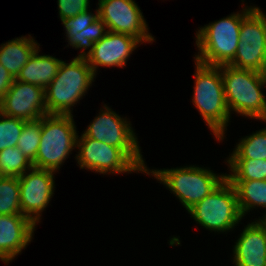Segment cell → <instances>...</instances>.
Instances as JSON below:
<instances>
[{
  "mask_svg": "<svg viewBox=\"0 0 266 266\" xmlns=\"http://www.w3.org/2000/svg\"><path fill=\"white\" fill-rule=\"evenodd\" d=\"M33 167L18 147L5 148L0 151V175L20 177Z\"/></svg>",
  "mask_w": 266,
  "mask_h": 266,
  "instance_id": "24",
  "label": "cell"
},
{
  "mask_svg": "<svg viewBox=\"0 0 266 266\" xmlns=\"http://www.w3.org/2000/svg\"><path fill=\"white\" fill-rule=\"evenodd\" d=\"M73 115L47 114L41 118V134L33 167L56 172L76 148Z\"/></svg>",
  "mask_w": 266,
  "mask_h": 266,
  "instance_id": "5",
  "label": "cell"
},
{
  "mask_svg": "<svg viewBox=\"0 0 266 266\" xmlns=\"http://www.w3.org/2000/svg\"><path fill=\"white\" fill-rule=\"evenodd\" d=\"M0 64L16 79L39 45L29 35L10 40L0 45Z\"/></svg>",
  "mask_w": 266,
  "mask_h": 266,
  "instance_id": "19",
  "label": "cell"
},
{
  "mask_svg": "<svg viewBox=\"0 0 266 266\" xmlns=\"http://www.w3.org/2000/svg\"><path fill=\"white\" fill-rule=\"evenodd\" d=\"M239 37L237 52L228 65L266 73V21L260 7L254 6L242 19Z\"/></svg>",
  "mask_w": 266,
  "mask_h": 266,
  "instance_id": "9",
  "label": "cell"
},
{
  "mask_svg": "<svg viewBox=\"0 0 266 266\" xmlns=\"http://www.w3.org/2000/svg\"><path fill=\"white\" fill-rule=\"evenodd\" d=\"M236 266H266V234L257 221L249 223L233 247Z\"/></svg>",
  "mask_w": 266,
  "mask_h": 266,
  "instance_id": "17",
  "label": "cell"
},
{
  "mask_svg": "<svg viewBox=\"0 0 266 266\" xmlns=\"http://www.w3.org/2000/svg\"><path fill=\"white\" fill-rule=\"evenodd\" d=\"M39 48L21 69L16 80L46 88L57 75L63 60L50 55H39Z\"/></svg>",
  "mask_w": 266,
  "mask_h": 266,
  "instance_id": "18",
  "label": "cell"
},
{
  "mask_svg": "<svg viewBox=\"0 0 266 266\" xmlns=\"http://www.w3.org/2000/svg\"><path fill=\"white\" fill-rule=\"evenodd\" d=\"M139 44L141 42L130 35L107 31L85 58L96 75L99 66L124 67Z\"/></svg>",
  "mask_w": 266,
  "mask_h": 266,
  "instance_id": "14",
  "label": "cell"
},
{
  "mask_svg": "<svg viewBox=\"0 0 266 266\" xmlns=\"http://www.w3.org/2000/svg\"><path fill=\"white\" fill-rule=\"evenodd\" d=\"M221 74L229 112L265 122L266 98L262 89L266 73L221 65Z\"/></svg>",
  "mask_w": 266,
  "mask_h": 266,
  "instance_id": "2",
  "label": "cell"
},
{
  "mask_svg": "<svg viewBox=\"0 0 266 266\" xmlns=\"http://www.w3.org/2000/svg\"><path fill=\"white\" fill-rule=\"evenodd\" d=\"M60 19L72 18L90 8L89 0H58Z\"/></svg>",
  "mask_w": 266,
  "mask_h": 266,
  "instance_id": "27",
  "label": "cell"
},
{
  "mask_svg": "<svg viewBox=\"0 0 266 266\" xmlns=\"http://www.w3.org/2000/svg\"><path fill=\"white\" fill-rule=\"evenodd\" d=\"M253 8L247 6L241 13H233L201 27L195 34L199 50L195 60L211 66L228 65L237 52L242 19Z\"/></svg>",
  "mask_w": 266,
  "mask_h": 266,
  "instance_id": "3",
  "label": "cell"
},
{
  "mask_svg": "<svg viewBox=\"0 0 266 266\" xmlns=\"http://www.w3.org/2000/svg\"><path fill=\"white\" fill-rule=\"evenodd\" d=\"M235 187L239 209L244 217L251 208H266V180H229Z\"/></svg>",
  "mask_w": 266,
  "mask_h": 266,
  "instance_id": "20",
  "label": "cell"
},
{
  "mask_svg": "<svg viewBox=\"0 0 266 266\" xmlns=\"http://www.w3.org/2000/svg\"><path fill=\"white\" fill-rule=\"evenodd\" d=\"M232 174H226L228 180H266V160L228 159Z\"/></svg>",
  "mask_w": 266,
  "mask_h": 266,
  "instance_id": "21",
  "label": "cell"
},
{
  "mask_svg": "<svg viewBox=\"0 0 266 266\" xmlns=\"http://www.w3.org/2000/svg\"><path fill=\"white\" fill-rule=\"evenodd\" d=\"M25 122L23 119L9 117L0 112V151L17 147Z\"/></svg>",
  "mask_w": 266,
  "mask_h": 266,
  "instance_id": "26",
  "label": "cell"
},
{
  "mask_svg": "<svg viewBox=\"0 0 266 266\" xmlns=\"http://www.w3.org/2000/svg\"><path fill=\"white\" fill-rule=\"evenodd\" d=\"M77 135L76 160L81 169L94 170L100 174L143 172L120 148Z\"/></svg>",
  "mask_w": 266,
  "mask_h": 266,
  "instance_id": "10",
  "label": "cell"
},
{
  "mask_svg": "<svg viewBox=\"0 0 266 266\" xmlns=\"http://www.w3.org/2000/svg\"><path fill=\"white\" fill-rule=\"evenodd\" d=\"M0 112L25 121L42 118L47 115L45 89L15 79L11 88L0 100Z\"/></svg>",
  "mask_w": 266,
  "mask_h": 266,
  "instance_id": "13",
  "label": "cell"
},
{
  "mask_svg": "<svg viewBox=\"0 0 266 266\" xmlns=\"http://www.w3.org/2000/svg\"><path fill=\"white\" fill-rule=\"evenodd\" d=\"M154 176L170 189L188 211L208 196L226 178V174L217 175L209 169L185 166L171 169H149L146 174Z\"/></svg>",
  "mask_w": 266,
  "mask_h": 266,
  "instance_id": "6",
  "label": "cell"
},
{
  "mask_svg": "<svg viewBox=\"0 0 266 266\" xmlns=\"http://www.w3.org/2000/svg\"><path fill=\"white\" fill-rule=\"evenodd\" d=\"M27 172L18 177L21 214L37 225L54 194V171L32 167Z\"/></svg>",
  "mask_w": 266,
  "mask_h": 266,
  "instance_id": "12",
  "label": "cell"
},
{
  "mask_svg": "<svg viewBox=\"0 0 266 266\" xmlns=\"http://www.w3.org/2000/svg\"><path fill=\"white\" fill-rule=\"evenodd\" d=\"M195 66L193 105L216 139L221 141L231 116L225 100L221 66L205 65L196 60Z\"/></svg>",
  "mask_w": 266,
  "mask_h": 266,
  "instance_id": "1",
  "label": "cell"
},
{
  "mask_svg": "<svg viewBox=\"0 0 266 266\" xmlns=\"http://www.w3.org/2000/svg\"><path fill=\"white\" fill-rule=\"evenodd\" d=\"M103 109L83 134L88 138L120 148L143 173H146L147 166H145L137 137L129 121L121 118L107 105H104Z\"/></svg>",
  "mask_w": 266,
  "mask_h": 266,
  "instance_id": "8",
  "label": "cell"
},
{
  "mask_svg": "<svg viewBox=\"0 0 266 266\" xmlns=\"http://www.w3.org/2000/svg\"><path fill=\"white\" fill-rule=\"evenodd\" d=\"M98 16L107 31L127 34L141 43L153 42L148 25L134 0H99Z\"/></svg>",
  "mask_w": 266,
  "mask_h": 266,
  "instance_id": "11",
  "label": "cell"
},
{
  "mask_svg": "<svg viewBox=\"0 0 266 266\" xmlns=\"http://www.w3.org/2000/svg\"><path fill=\"white\" fill-rule=\"evenodd\" d=\"M188 213L199 225L219 233L232 230L243 218L235 187L227 178Z\"/></svg>",
  "mask_w": 266,
  "mask_h": 266,
  "instance_id": "7",
  "label": "cell"
},
{
  "mask_svg": "<svg viewBox=\"0 0 266 266\" xmlns=\"http://www.w3.org/2000/svg\"><path fill=\"white\" fill-rule=\"evenodd\" d=\"M21 214L18 177H0V215Z\"/></svg>",
  "mask_w": 266,
  "mask_h": 266,
  "instance_id": "23",
  "label": "cell"
},
{
  "mask_svg": "<svg viewBox=\"0 0 266 266\" xmlns=\"http://www.w3.org/2000/svg\"><path fill=\"white\" fill-rule=\"evenodd\" d=\"M61 21L66 30L68 44L75 49H83L76 57L85 58L92 51L94 43L105 36L107 32L106 24L98 16V9H96L95 15L88 9ZM86 49L89 50L85 52Z\"/></svg>",
  "mask_w": 266,
  "mask_h": 266,
  "instance_id": "15",
  "label": "cell"
},
{
  "mask_svg": "<svg viewBox=\"0 0 266 266\" xmlns=\"http://www.w3.org/2000/svg\"><path fill=\"white\" fill-rule=\"evenodd\" d=\"M36 225L23 214L0 215V259L10 263L31 242Z\"/></svg>",
  "mask_w": 266,
  "mask_h": 266,
  "instance_id": "16",
  "label": "cell"
},
{
  "mask_svg": "<svg viewBox=\"0 0 266 266\" xmlns=\"http://www.w3.org/2000/svg\"><path fill=\"white\" fill-rule=\"evenodd\" d=\"M228 159L266 160V127L242 138Z\"/></svg>",
  "mask_w": 266,
  "mask_h": 266,
  "instance_id": "22",
  "label": "cell"
},
{
  "mask_svg": "<svg viewBox=\"0 0 266 266\" xmlns=\"http://www.w3.org/2000/svg\"><path fill=\"white\" fill-rule=\"evenodd\" d=\"M41 118L34 121H26L19 137L17 147L32 163L36 159L40 143Z\"/></svg>",
  "mask_w": 266,
  "mask_h": 266,
  "instance_id": "25",
  "label": "cell"
},
{
  "mask_svg": "<svg viewBox=\"0 0 266 266\" xmlns=\"http://www.w3.org/2000/svg\"><path fill=\"white\" fill-rule=\"evenodd\" d=\"M95 77L86 58L62 61L57 75L45 88L47 114L72 115L71 107L85 96Z\"/></svg>",
  "mask_w": 266,
  "mask_h": 266,
  "instance_id": "4",
  "label": "cell"
},
{
  "mask_svg": "<svg viewBox=\"0 0 266 266\" xmlns=\"http://www.w3.org/2000/svg\"><path fill=\"white\" fill-rule=\"evenodd\" d=\"M14 80L11 74L0 64V100L11 88Z\"/></svg>",
  "mask_w": 266,
  "mask_h": 266,
  "instance_id": "28",
  "label": "cell"
},
{
  "mask_svg": "<svg viewBox=\"0 0 266 266\" xmlns=\"http://www.w3.org/2000/svg\"><path fill=\"white\" fill-rule=\"evenodd\" d=\"M259 224H260V226L264 229V231H265V234H266V214H265V216H264V218L262 217V219H258V220H256Z\"/></svg>",
  "mask_w": 266,
  "mask_h": 266,
  "instance_id": "29",
  "label": "cell"
}]
</instances>
